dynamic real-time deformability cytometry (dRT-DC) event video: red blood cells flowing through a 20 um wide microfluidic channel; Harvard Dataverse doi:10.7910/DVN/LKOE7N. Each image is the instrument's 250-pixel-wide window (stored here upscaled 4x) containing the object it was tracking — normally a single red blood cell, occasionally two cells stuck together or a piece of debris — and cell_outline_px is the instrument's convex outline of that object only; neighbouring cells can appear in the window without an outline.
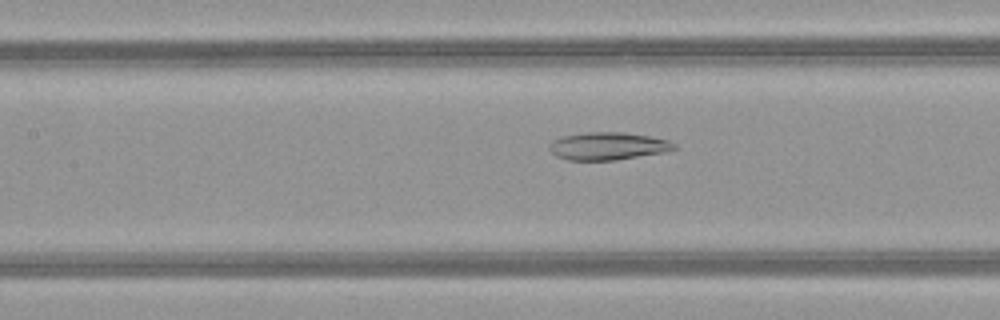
{"species": "common noctule bat (a hibernating species)", "species_latin": "Nyctalus noctula", "temperature_condition": "warm", "stored_images_in_passage": 37, "camera_frame_rate_fps": 3000, "um_per_image_px": 0.085, "animal": {"sex": "female", "body_mass_g": 21.9}, "frame": {"image": 1, "passage_image": 10, "time_ms": 3.0, "image_size_px": [1000, 320], "cell_outline_px": [[676, 148], [668, 152], [616, 160], [568, 160], [556, 156], [548, 148], [548, 144], [552, 140], [564, 136], [584, 132], [624, 132], [648, 136], [668, 140], [676, 144]], "centroid_in_image_um": [51.67, 12.42], "position_along_channel_um": 155.7, "area_um2": 20.29}}
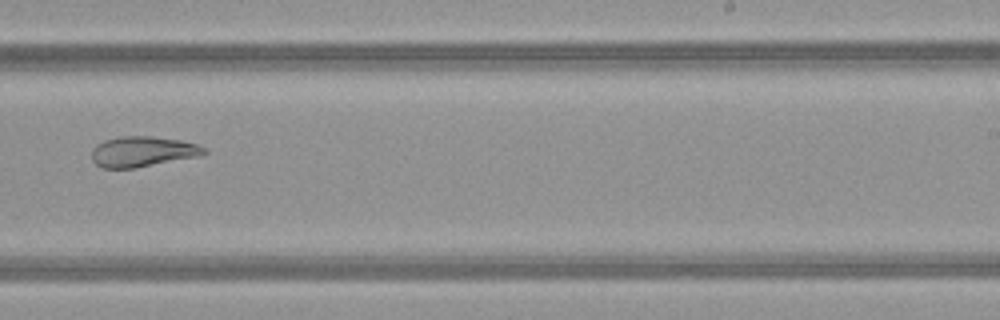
{"frame": {"image": 2, "passage_image": 19, "time_ms": 6.0, "image_size_px": [1000, 320], "cell_outline_px": [[208, 152], [200, 156], [136, 168], [100, 168], [92, 160], [92, 148], [96, 144], [104, 140], [120, 136], [152, 136], [180, 140], [196, 144], [204, 148]], "centroid_in_image_um": [12.09, 12.89], "position_along_channel_um": 276.9, "area_um2": 20.06}}
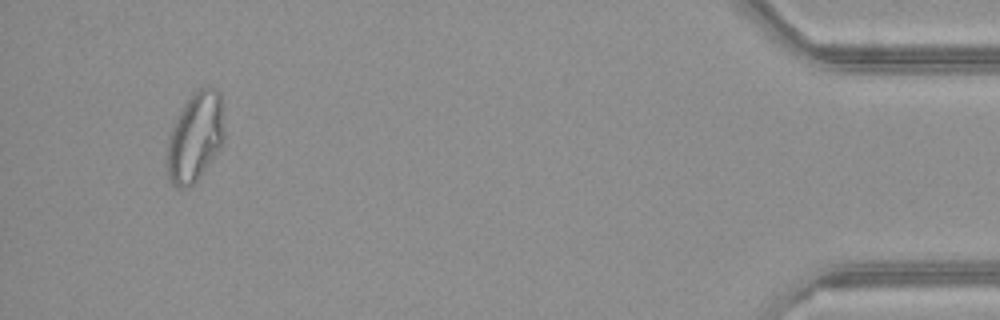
{"frame": {"image": 3, "passage_image": 35, "time_ms": 11.333, "image_size_px": [1000, 320], "cell_outline_px": [[224, 144], [200, 176], [188, 188], [176, 188], [168, 180], [164, 164], [168, 140], [172, 128], [180, 108], [192, 92], [200, 88], [216, 88], [220, 92], [224, 128]], "centroid_in_image_um": [16.56, 11.68], "position_along_channel_um": 418.6, "area_um2": 30.52}, "authors_computed_cell_mechanics": {"area_um2": 21.7328, "velocity_mm_per_s": 4.0576, "shape_relaxation_time_tau1_ms": null, "shape_relaxation_time_tau2_ms": 4.7798, "deformation_change_tau1": null, "deformation_change_tau2": 0.1036}}